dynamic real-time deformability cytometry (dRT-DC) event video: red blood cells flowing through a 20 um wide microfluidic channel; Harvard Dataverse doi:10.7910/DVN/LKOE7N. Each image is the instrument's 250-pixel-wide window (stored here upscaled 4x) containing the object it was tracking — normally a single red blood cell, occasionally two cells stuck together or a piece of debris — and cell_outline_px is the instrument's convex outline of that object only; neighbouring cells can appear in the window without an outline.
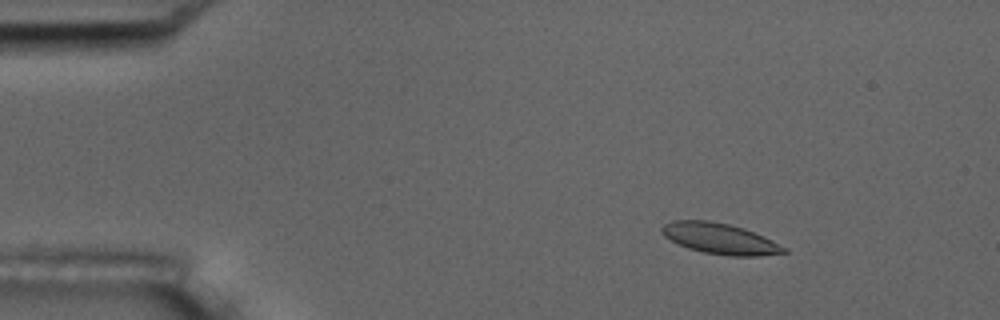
{"species": "common noctule bat (a hibernating species)", "species_latin": "Nyctalus noctula", "temperature_condition": "room temperature", "stored_images_in_passage": 9, "camera_frame_rate_fps": 3000, "um_per_image_px": 0.085, "animal": {"sex": "male", "body_mass_g": 17.5, "forearm_length_mm": 52.3}, "frame": {"image": 1, "passage_image": 3, "time_ms": 2.333, "image_size_px": [1000, 320], "cell_outline_px": [[788, 252], [760, 256], [728, 256], [704, 252], [688, 248], [664, 236], [660, 232], [660, 228], [664, 224], [672, 220], [708, 220], [728, 224], [744, 228], [764, 236], [788, 248]], "centroid_in_image_um": [61.21, 20.28], "position_along_channel_um": 23.8, "area_um2": 21.96}}
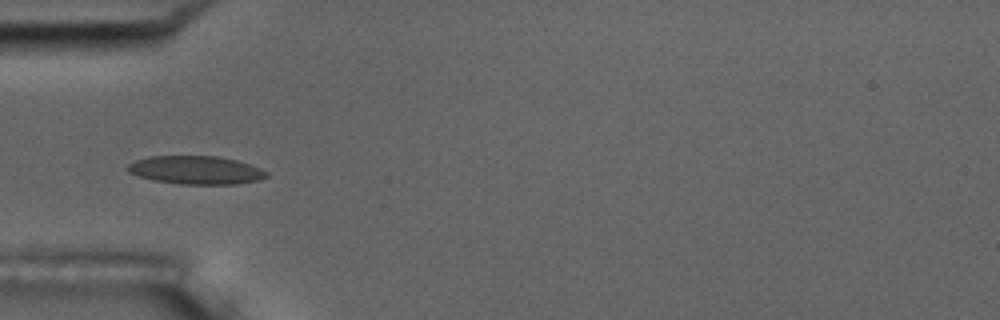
{"frame": {"image": 2, "passage_image": 6, "time_ms": 5.667, "image_size_px": [1000, 320], "cell_outline_px": [[268, 176], [260, 180], [236, 184], [180, 184], [152, 180], [128, 172], [124, 168], [128, 164], [136, 160], [148, 156], [216, 156], [236, 160], [260, 168], [268, 172]], "centroid_in_image_um": [16.63, 14.46], "position_along_channel_um": 68.4, "area_um2": 22.95}}
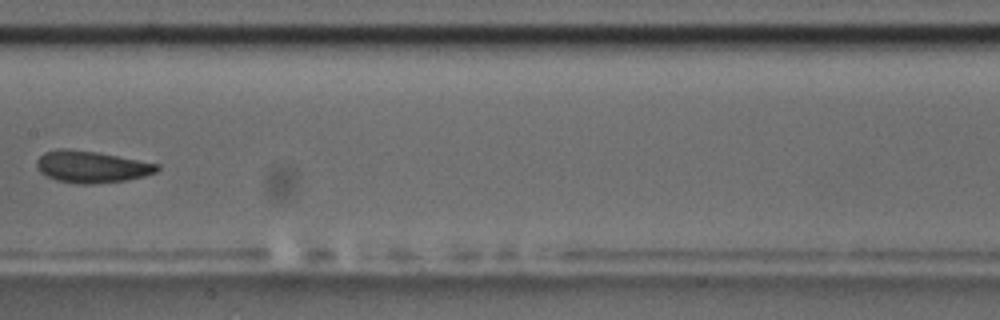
{"frame": {"image": 3, "passage_image": 9, "time_ms": 9.333, "image_size_px": [1000, 320], "cell_outline_px": [[160, 168], [156, 172], [144, 176], [124, 180], [92, 184], [76, 184], [56, 180], [40, 172], [36, 168], [36, 160], [44, 152], [60, 148], [64, 148], [96, 152], [160, 164]], "centroid_in_image_um": [7.75, 14.18], "position_along_channel_um": 199.6, "area_um2": 22.25}}